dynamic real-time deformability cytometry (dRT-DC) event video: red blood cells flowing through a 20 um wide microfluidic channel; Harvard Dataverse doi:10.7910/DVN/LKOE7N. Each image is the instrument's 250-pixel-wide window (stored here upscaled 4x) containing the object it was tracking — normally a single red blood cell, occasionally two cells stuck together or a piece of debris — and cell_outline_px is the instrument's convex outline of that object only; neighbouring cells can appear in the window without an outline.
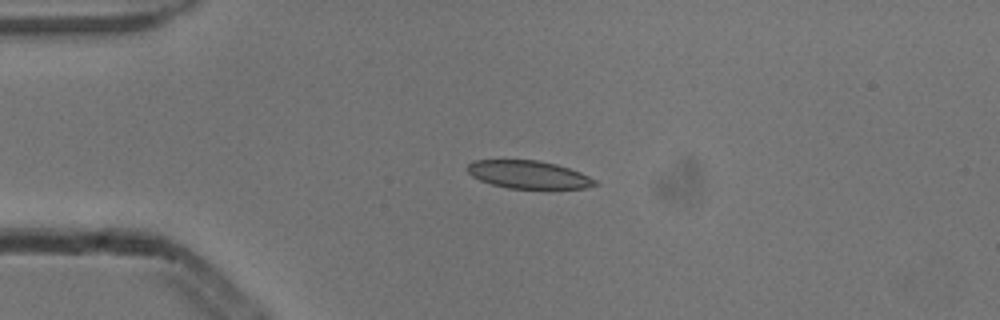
{"species": "common noctule bat (a hibernating species)", "species_latin": "Nyctalus noctula", "temperature_condition": "cold", "stored_images_in_passage": 7, "camera_frame_rate_fps": 3000, "um_per_image_px": 0.085, "animal": {"sex": "male", "body_mass_g": 13.3}, "frame": {"image": 1, "passage_image": 3, "time_ms": 0.667, "image_size_px": [1000, 320], "cell_outline_px": [[600, 184], [584, 188], [508, 188], [492, 184], [480, 180], [472, 176], [464, 168], [472, 160], [540, 160], [556, 164], [580, 172], [596, 180]], "centroid_in_image_um": [44.9, 14.83], "position_along_channel_um": 40.1, "area_um2": 20.69}}
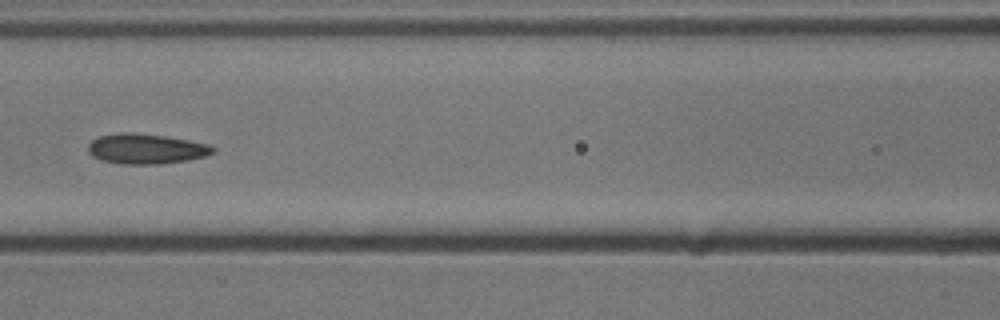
{"frame": {"image": 2, "passage_image": 6, "time_ms": 1.667, "image_size_px": [1000, 320], "cell_outline_px": [[216, 152], [204, 156], [188, 160], [160, 164], [120, 164], [100, 160], [92, 156], [88, 152], [88, 144], [92, 140], [100, 136], [120, 132], [132, 132], [164, 136], [188, 140], [208, 144], [216, 148]], "centroid_in_image_um": [12.4, 12.65], "position_along_channel_um": 154.2, "area_um2": 22.02}}
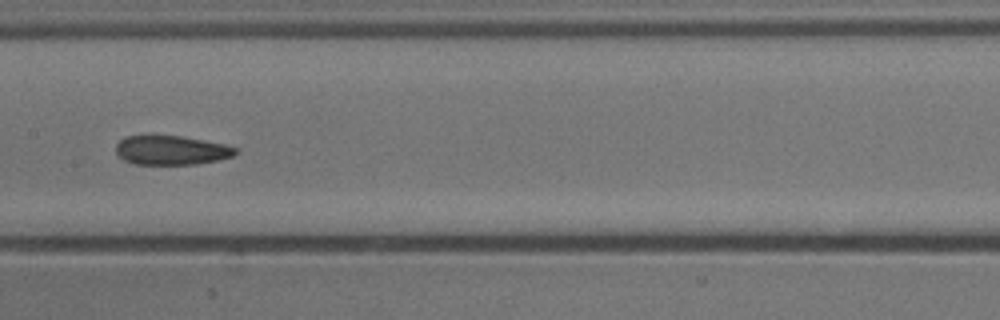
{"frame": {"image": 3, "passage_image": 7, "time_ms": 2.0, "image_size_px": [1000, 320], "cell_outline_px": [[240, 152], [232, 156], [216, 160], [196, 164], [136, 164], [124, 160], [116, 152], [116, 144], [120, 140], [128, 136], [180, 136], [204, 140], [224, 144], [236, 148]], "centroid_in_image_um": [14.58, 12.77], "position_along_channel_um": 192.8, "area_um2": 20.11}}